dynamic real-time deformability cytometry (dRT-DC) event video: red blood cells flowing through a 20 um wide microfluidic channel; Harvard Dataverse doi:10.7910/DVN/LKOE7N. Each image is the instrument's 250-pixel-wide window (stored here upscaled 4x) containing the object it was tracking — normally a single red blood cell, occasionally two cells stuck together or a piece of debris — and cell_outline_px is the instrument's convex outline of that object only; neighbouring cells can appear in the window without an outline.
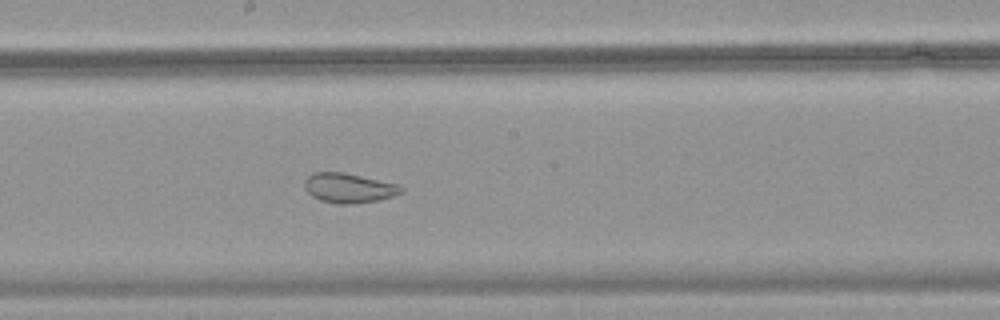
{"species": "common noctule bat (a hibernating species)", "species_latin": "Nyctalus noctula", "temperature_condition": "warm", "stored_images_in_passage": 51, "camera_frame_rate_fps": 3000, "um_per_image_px": 0.085, "animal": {"sex": "female", "body_mass_g": 18.4}, "frame": {"image": 1, "passage_image": 29, "time_ms": 9.333, "image_size_px": [1000, 320], "cell_outline_px": [[404, 192], [380, 200], [352, 204], [336, 204], [320, 200], [312, 196], [304, 188], [304, 180], [312, 172], [344, 172], [400, 184], [404, 188]], "centroid_in_image_um": [29.67, 15.98], "position_along_channel_um": 218.5, "area_um2": 16.99}}
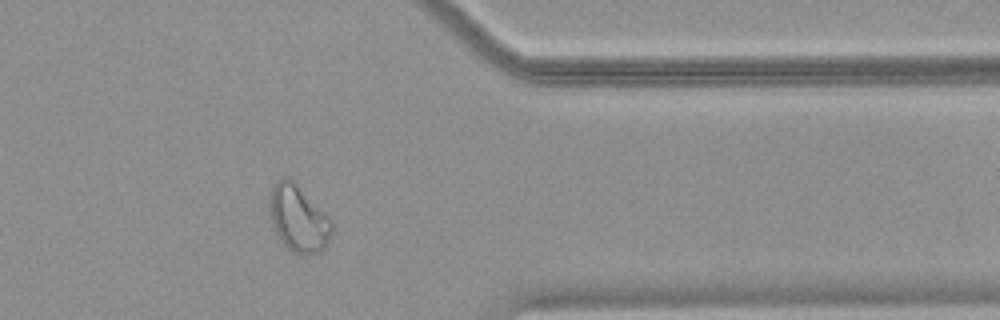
{"frame": {"image": 2, "passage_image": 42, "time_ms": 13.667, "image_size_px": [1000, 320], "cell_outline_px": [[332, 232], [324, 248], [320, 252], [292, 252], [276, 236], [268, 216], [268, 192], [284, 176], [288, 176], [296, 180], [332, 220]], "centroid_in_image_um": [25.31, 18.5], "position_along_channel_um": 386.1, "area_um2": 24.68}}
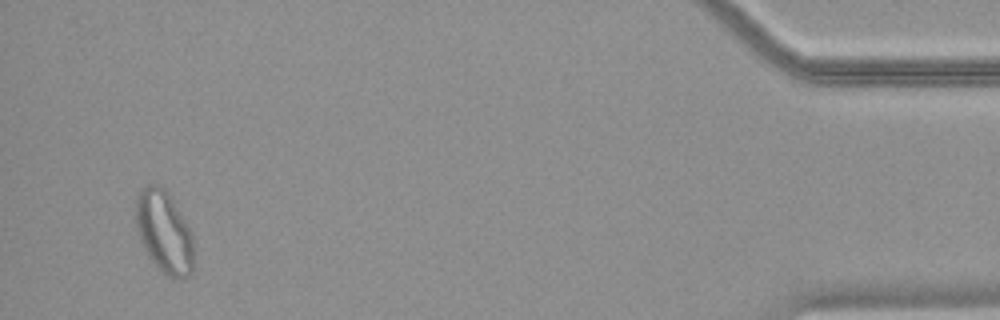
{"frame": {"image": 3, "passage_image": 49, "time_ms": 16.0, "image_size_px": [1000, 320], "cell_outline_px": [[192, 272], [188, 276], [180, 280], [168, 276], [152, 260], [144, 248], [140, 240], [136, 228], [136, 196], [140, 188], [148, 184], [160, 184], [168, 192], [192, 232]], "centroid_in_image_um": [13.94, 19.67], "position_along_channel_um": 421.3, "area_um2": 27.69}}